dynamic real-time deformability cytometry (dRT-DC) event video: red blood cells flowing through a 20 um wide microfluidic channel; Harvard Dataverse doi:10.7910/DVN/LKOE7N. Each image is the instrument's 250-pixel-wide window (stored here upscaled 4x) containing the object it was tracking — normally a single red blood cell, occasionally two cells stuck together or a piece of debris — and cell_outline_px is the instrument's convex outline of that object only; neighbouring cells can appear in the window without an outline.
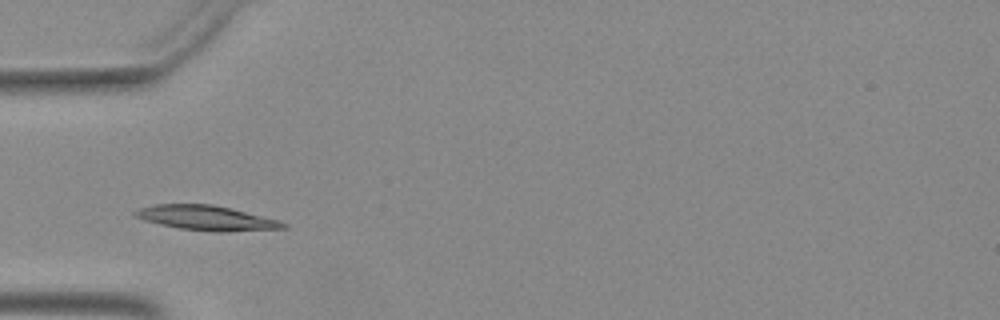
{"species": "Egyptian fruit bat (a non-hibernating species)", "species_latin": "Rousettus aegyptiacus", "temperature_condition": "warm", "stored_images_in_passage": 35, "camera_frame_rate_fps": 3000, "um_per_image_px": 0.085, "animal": {"sex": "female"}, "frame": {"image": 1, "passage_image": 1, "time_ms": 0.0, "image_size_px": [1000, 320], "cell_outline_px": [[288, 228], [224, 232], [216, 232], [180, 228], [160, 224], [144, 220], [136, 216], [132, 212], [136, 208], [156, 204], [212, 204], [232, 208], [280, 220], [288, 224]], "centroid_in_image_um": [17.58, 18.52], "position_along_channel_um": 67.4, "area_um2": 21.5}}
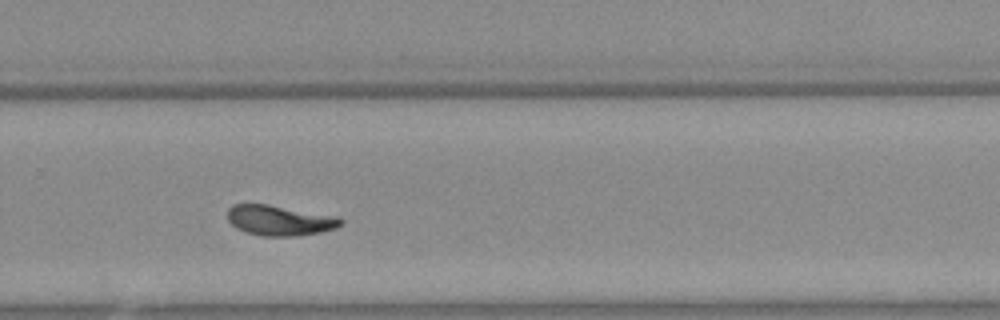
{"frame": {"image": 2, "passage_image": 19, "time_ms": 6.0, "image_size_px": [1000, 320], "cell_outline_px": [[344, 220], [336, 228], [320, 232], [296, 236], [260, 236], [244, 232], [236, 228], [228, 220], [228, 208], [232, 204], [268, 204], [340, 216]], "centroid_in_image_um": [23.78, 18.73], "position_along_channel_um": 306.0, "area_um2": 20.23}}
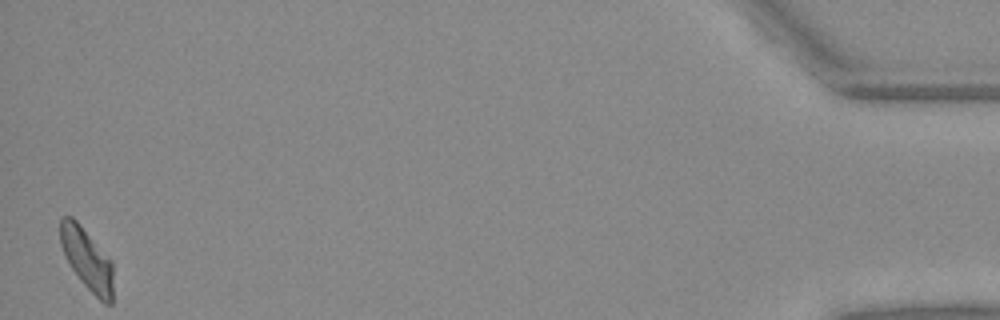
{"frame": {"image": 3, "passage_image": 35, "time_ms": 11.333, "image_size_px": [1000, 320], "cell_outline_px": [[112, 304], [104, 304], [80, 280], [64, 256], [60, 244], [60, 220], [64, 216], [72, 216], [80, 224], [112, 260]], "centroid_in_image_um": [7.38, 22.01], "position_along_channel_um": 427.8, "area_um2": 18.96}}